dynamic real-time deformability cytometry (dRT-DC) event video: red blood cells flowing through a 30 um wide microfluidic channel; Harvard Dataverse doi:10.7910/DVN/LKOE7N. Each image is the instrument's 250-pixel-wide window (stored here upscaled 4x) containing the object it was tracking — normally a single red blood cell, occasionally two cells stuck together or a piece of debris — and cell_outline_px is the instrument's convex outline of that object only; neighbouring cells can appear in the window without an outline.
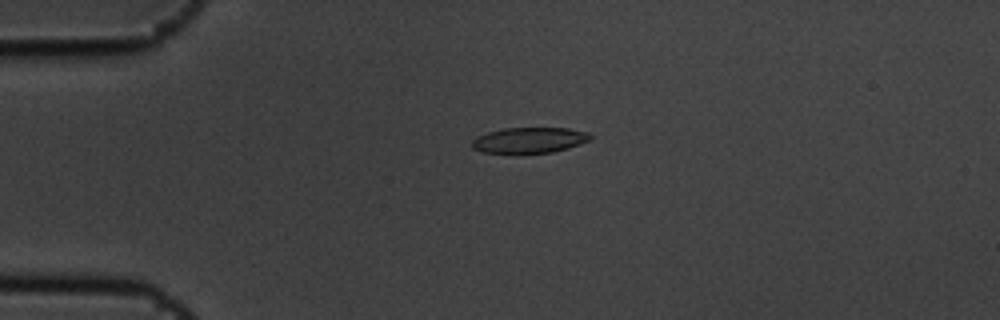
{"species": "common noctule bat (a hibernating species)", "species_latin": "Nyctalus noctula", "temperature_condition": "cold", "stored_images_in_passage": 3, "camera_frame_rate_fps": 3000, "um_per_image_px": 0.085, "animal": {"sex": "male", "body_mass_g": 19.5, "forearm_length_mm": 54.6}, "frame": {"image": 1, "passage_image": 3, "time_ms": 0.667, "image_size_px": [1000, 320], "cell_outline_px": [[592, 140], [568, 148], [552, 152], [484, 152], [472, 148], [472, 140], [476, 136], [488, 132], [504, 128], [568, 128], [588, 132], [592, 136]], "centroid_in_image_um": [45.03, 11.89], "position_along_channel_um": 40.0, "area_um2": 17.51}}